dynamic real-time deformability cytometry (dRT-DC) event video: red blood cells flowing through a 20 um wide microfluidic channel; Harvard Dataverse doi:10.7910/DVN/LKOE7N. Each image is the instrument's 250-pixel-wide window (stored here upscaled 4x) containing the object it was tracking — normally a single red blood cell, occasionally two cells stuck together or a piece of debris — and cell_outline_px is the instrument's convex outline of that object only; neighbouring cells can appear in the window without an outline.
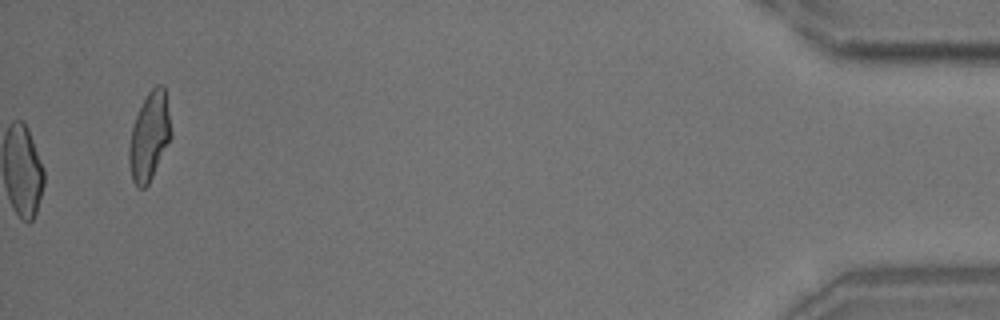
{"species": "common noctule bat (a hibernating species)", "species_latin": "Nyctalus noctula", "temperature_condition": "room temperature", "stored_images_in_passage": 15, "camera_frame_rate_fps": 3000, "um_per_image_px": 0.085, "animal": {"sex": "male", "body_mass_g": 18.8}, "frame": {"image": 1, "passage_image": 15, "time_ms": 17.333, "image_size_px": [1000, 320], "cell_outline_px": [[172, 136], [148, 184], [144, 188], [140, 188], [132, 180], [128, 164], [128, 148], [132, 128], [136, 116], [148, 92], [156, 84], [160, 84], [164, 88], [172, 132]], "centroid_in_image_um": [12.68, 11.61], "position_along_channel_um": 422.5, "area_um2": 21.27}, "authors_computed_cell_mechanics": {"area_um2": 21.9062, "velocity_mm_per_s": 3.7265, "shape_relaxation_time_tau1_ms": 2.2018, "shape_relaxation_time_tau2_ms": null, "deformation_change_tau1": 0.1075, "deformation_change_tau2": null}}